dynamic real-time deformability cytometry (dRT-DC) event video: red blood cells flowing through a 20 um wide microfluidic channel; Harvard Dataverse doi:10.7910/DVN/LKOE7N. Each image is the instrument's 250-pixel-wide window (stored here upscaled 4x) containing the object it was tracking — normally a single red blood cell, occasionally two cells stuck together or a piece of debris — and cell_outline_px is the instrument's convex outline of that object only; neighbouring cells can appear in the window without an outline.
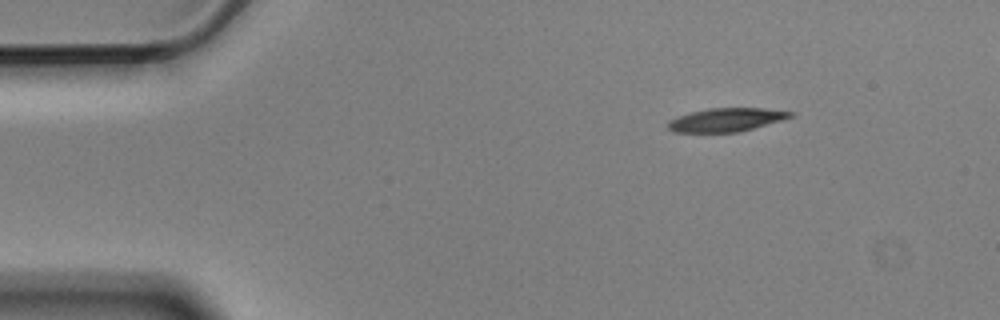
{"species": "Egyptian fruit bat (a non-hibernating species)", "species_latin": "Rousettus aegyptiacus", "temperature_condition": "cold", "stored_images_in_passage": 4, "segment_of_instrument_passage": [1, 2], "camera_frame_rate_fps": 3000, "um_per_image_px": 0.085, "animal": {"sex": "male"}, "frame": {"image": 1, "passage_image": 1, "time_ms": 0.0, "image_size_px": [1000, 320], "cell_outline_px": [[796, 116], [740, 132], [676, 132], [668, 128], [668, 120], [692, 112], [708, 108], [764, 108], [796, 112]], "centroid_in_image_um": [61.81, 10.18], "position_along_channel_um": 23.2, "area_um2": 16.76}}